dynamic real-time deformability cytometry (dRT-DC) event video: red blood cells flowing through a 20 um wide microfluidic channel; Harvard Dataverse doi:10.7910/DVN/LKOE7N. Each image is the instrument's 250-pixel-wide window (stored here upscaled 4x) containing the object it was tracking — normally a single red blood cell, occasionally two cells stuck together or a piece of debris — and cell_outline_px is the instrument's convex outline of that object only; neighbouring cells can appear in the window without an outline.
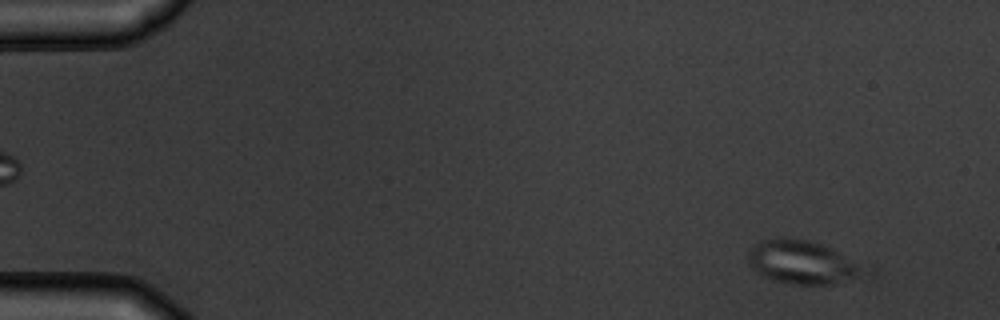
{"species": "common noctule bat (a hibernating species)", "species_latin": "Nyctalus noctula", "temperature_condition": "warm", "stored_images_in_passage": 5, "camera_frame_rate_fps": 3000, "um_per_image_px": 0.085, "animal": {"sex": "male", "body_mass_g": 19.5, "forearm_length_mm": 54.6}, "frame": {"image": 1, "passage_image": 5, "time_ms": 5.333, "image_size_px": [1000, 320], "cell_outline_px": [[880, 272], [872, 276], [836, 284], [788, 284], [772, 280], [756, 272], [748, 264], [748, 252], [760, 240], [776, 236], [784, 236], [808, 240], [820, 244], [876, 268]], "centroid_in_image_um": [68.41, 22.32], "position_along_channel_um": 16.6, "area_um2": 31.04}}